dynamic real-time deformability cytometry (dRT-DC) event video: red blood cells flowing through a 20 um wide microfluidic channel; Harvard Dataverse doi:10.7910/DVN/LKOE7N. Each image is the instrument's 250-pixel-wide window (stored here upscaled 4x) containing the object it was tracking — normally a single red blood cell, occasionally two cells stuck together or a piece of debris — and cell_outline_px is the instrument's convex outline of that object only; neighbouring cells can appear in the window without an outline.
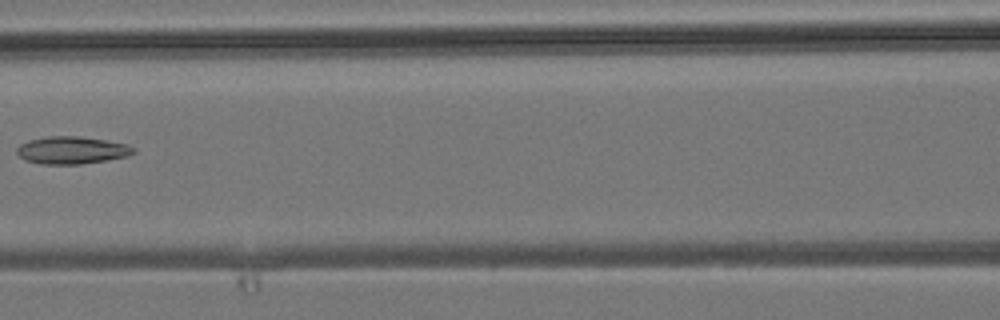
{"species": "common noctule bat (a hibernating species)", "species_latin": "Nyctalus noctula", "temperature_condition": "room temperature", "stored_images_in_passage": 7, "camera_frame_rate_fps": 3000, "um_per_image_px": 0.085, "animal": {"sex": "male", "body_mass_g": 19.2, "forearm_length_mm": 51.8}, "frame": {"image": 1, "passage_image": 7, "time_ms": 7.0, "image_size_px": [1000, 320], "cell_outline_px": [[136, 152], [128, 156], [108, 160], [80, 164], [40, 164], [24, 160], [16, 152], [16, 148], [20, 144], [28, 140], [48, 136], [76, 136], [104, 140], [128, 144], [136, 148]], "centroid_in_image_um": [6.11, 12.77], "position_along_channel_um": 160.5, "area_um2": 18.79}}